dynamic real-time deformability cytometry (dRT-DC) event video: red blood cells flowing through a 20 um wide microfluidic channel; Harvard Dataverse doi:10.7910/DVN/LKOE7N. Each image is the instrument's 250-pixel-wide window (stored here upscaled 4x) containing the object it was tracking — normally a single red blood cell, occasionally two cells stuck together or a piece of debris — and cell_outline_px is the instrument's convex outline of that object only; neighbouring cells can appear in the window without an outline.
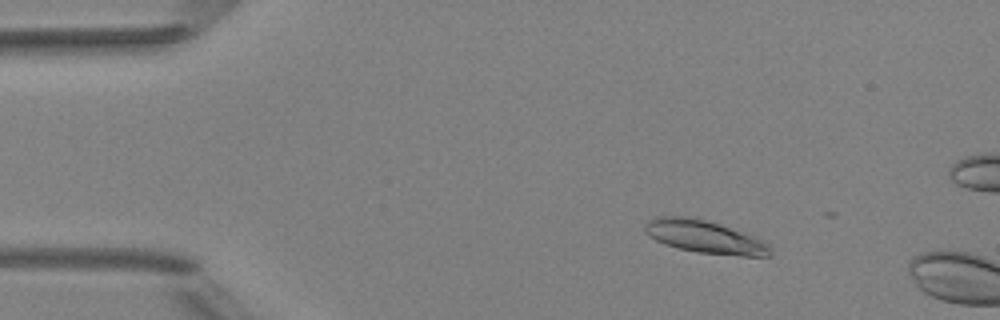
{"species": "Egyptian fruit bat (a non-hibernating species)", "species_latin": "Rousettus aegyptiacus", "temperature_condition": "room temperature", "stored_images_in_passage": 5, "camera_frame_rate_fps": 3000, "um_per_image_px": 0.085, "animal": {"sex": "female"}, "frame": {"image": 1, "passage_image": 3, "time_ms": 2.333, "image_size_px": [1000, 320], "cell_outline_px": [[772, 252], [768, 256], [740, 256], [696, 252], [664, 244], [648, 236], [644, 232], [644, 224], [648, 220], [660, 216], [688, 216], [720, 224], [756, 236], [764, 240], [772, 248]], "centroid_in_image_um": [59.92, 20.13], "position_along_channel_um": 25.1, "area_um2": 24.16}}